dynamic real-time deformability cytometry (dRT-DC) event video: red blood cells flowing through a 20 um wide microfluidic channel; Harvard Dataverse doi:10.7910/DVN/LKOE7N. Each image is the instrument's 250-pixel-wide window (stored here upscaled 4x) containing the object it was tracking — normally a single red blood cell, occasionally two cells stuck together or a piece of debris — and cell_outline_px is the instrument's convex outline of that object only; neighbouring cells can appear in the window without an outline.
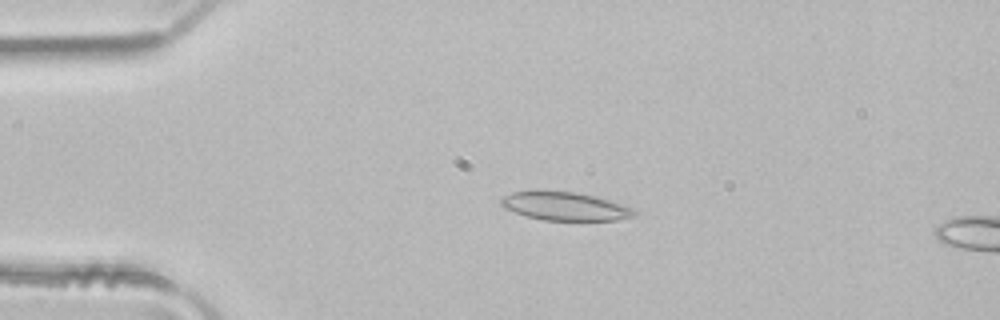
{"species": "common noctule bat (a hibernating species)", "species_latin": "Nyctalus noctula", "temperature_condition": "room temperature", "stored_images_in_passage": 4, "camera_frame_rate_fps": 3000, "um_per_image_px": 0.085, "animal": {"sex": "male", "body_mass_g": 21.5, "forearm_length_mm": 52.0}, "frame": {"image": 1, "passage_image": 3, "time_ms": 0.667, "image_size_px": [1000, 320], "cell_outline_px": [[636, 216], [616, 220], [544, 220], [528, 216], [504, 208], [500, 204], [500, 200], [504, 196], [512, 192], [572, 192], [592, 196], [608, 200], [632, 208], [636, 212]], "centroid_in_image_um": [48.03, 17.55], "position_along_channel_um": 37.0, "area_um2": 21.33}}